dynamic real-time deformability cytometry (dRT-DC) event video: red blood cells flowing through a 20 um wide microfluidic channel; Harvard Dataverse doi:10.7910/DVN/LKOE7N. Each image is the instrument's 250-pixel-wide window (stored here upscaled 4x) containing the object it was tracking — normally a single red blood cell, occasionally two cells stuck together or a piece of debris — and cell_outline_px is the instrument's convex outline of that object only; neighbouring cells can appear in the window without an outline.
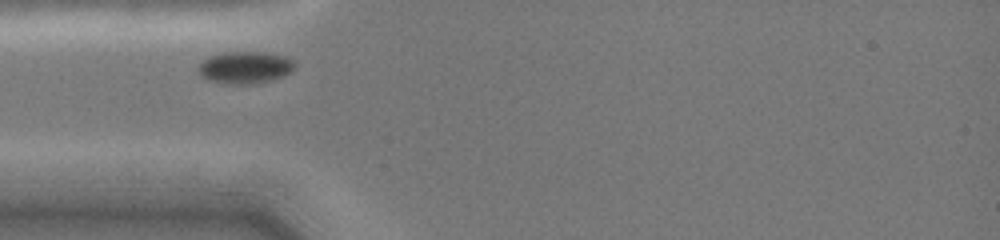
{"species": "common noctule bat (a hibernating species)", "species_latin": "Nyctalus noctula", "temperature_condition": "cold", "stored_images_in_passage": 3, "camera_frame_rate_fps": 3000, "um_per_image_px": 0.085, "animal": {"sex": "female", "body_mass_g": 19.0, "forearm_length_mm": 51.5}, "frame": {"image": 1, "passage_image": 1, "time_ms": 0.0, "image_size_px": [1000, 240], "cell_outline_px": [[296, 64], [292, 72], [284, 76], [272, 80], [256, 84], [232, 84], [208, 80], [196, 68], [204, 60], [212, 56], [224, 52], [264, 52], [288, 56]], "centroid_in_image_um": [20.9, 5.73], "position_along_channel_um": 64.1, "area_um2": 18.09}}
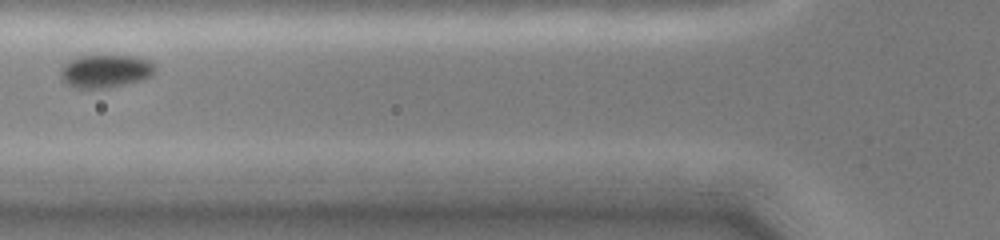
{"frame": {"image": 2, "passage_image": 2, "time_ms": 1.333, "image_size_px": [1000, 240], "cell_outline_px": [[156, 68], [152, 76], [140, 80], [108, 88], [76, 88], [68, 84], [60, 76], [60, 68], [68, 60], [80, 56], [96, 52], [104, 52], [136, 56], [148, 60], [156, 64]], "centroid_in_image_um": [8.97, 5.97], "position_along_channel_um": 116.8, "area_um2": 19.13}}
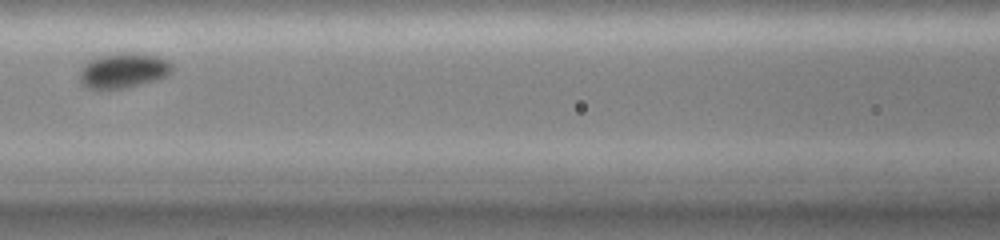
{"frame": {"image": 3, "passage_image": 3, "time_ms": 2.333, "image_size_px": [1000, 240], "cell_outline_px": [[172, 68], [168, 76], [156, 80], [124, 88], [88, 88], [80, 80], [80, 68], [84, 64], [96, 56], [120, 52], [144, 52], [160, 56], [172, 64]], "centroid_in_image_um": [10.51, 5.95], "position_along_channel_um": 156.1, "area_um2": 19.07}}